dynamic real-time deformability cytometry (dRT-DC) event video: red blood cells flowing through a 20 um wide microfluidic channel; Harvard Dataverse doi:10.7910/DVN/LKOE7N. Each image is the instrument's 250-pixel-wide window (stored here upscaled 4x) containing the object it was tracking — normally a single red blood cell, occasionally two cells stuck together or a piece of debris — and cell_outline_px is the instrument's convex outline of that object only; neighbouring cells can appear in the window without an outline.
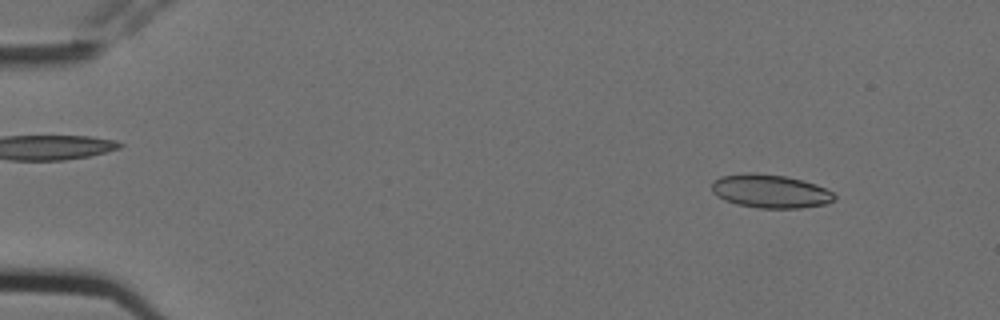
{"species": "Egyptian fruit bat (a non-hibernating species)", "species_latin": "Rousettus aegyptiacus", "temperature_condition": "cold", "stored_images_in_passage": 4, "camera_frame_rate_fps": 3000, "um_per_image_px": 0.085, "animal": {"sex": "female"}, "frame": {"image": 1, "passage_image": 1, "time_ms": 0.0, "image_size_px": [1000, 320], "cell_outline_px": [[836, 200], [824, 204], [800, 208], [760, 208], [736, 204], [724, 200], [716, 196], [712, 192], [712, 180], [720, 176], [748, 172], [756, 172], [784, 176], [804, 180], [816, 184], [832, 192], [836, 196]], "centroid_in_image_um": [65.44, 16.24], "position_along_channel_um": 19.6, "area_um2": 24.16}}